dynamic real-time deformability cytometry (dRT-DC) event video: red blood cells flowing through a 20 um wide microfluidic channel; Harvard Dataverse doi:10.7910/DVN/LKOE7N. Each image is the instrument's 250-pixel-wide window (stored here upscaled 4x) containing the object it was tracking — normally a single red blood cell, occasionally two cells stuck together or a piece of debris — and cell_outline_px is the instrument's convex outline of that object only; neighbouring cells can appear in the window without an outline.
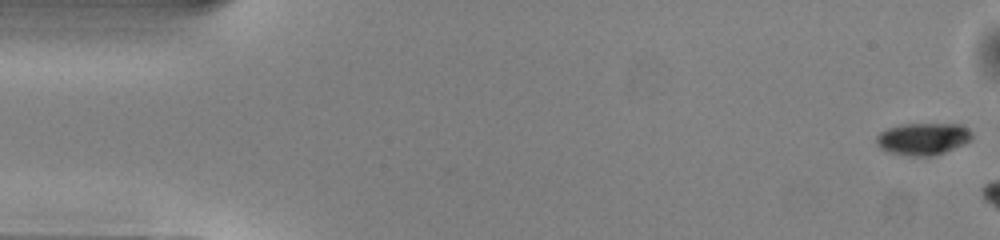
{"species": "common noctule bat (a hibernating species)", "species_latin": "Nyctalus noctula", "temperature_condition": "warm", "stored_images_in_passage": 6, "camera_frame_rate_fps": 3000, "um_per_image_px": 0.085, "animal": {"sex": "male", "body_mass_g": 13.0, "forearm_length_mm": 53.1}, "frame": {"image": 1, "passage_image": 1, "time_ms": 0.0, "image_size_px": [1000, 240], "cell_outline_px": [[972, 136], [968, 140], [944, 152], [932, 156], [908, 156], [888, 152], [880, 148], [876, 144], [876, 136], [880, 132], [888, 128], [900, 124], [960, 124], [968, 128], [972, 132]], "centroid_in_image_um": [78.39, 11.79], "position_along_channel_um": 6.6, "area_um2": 17.74}}